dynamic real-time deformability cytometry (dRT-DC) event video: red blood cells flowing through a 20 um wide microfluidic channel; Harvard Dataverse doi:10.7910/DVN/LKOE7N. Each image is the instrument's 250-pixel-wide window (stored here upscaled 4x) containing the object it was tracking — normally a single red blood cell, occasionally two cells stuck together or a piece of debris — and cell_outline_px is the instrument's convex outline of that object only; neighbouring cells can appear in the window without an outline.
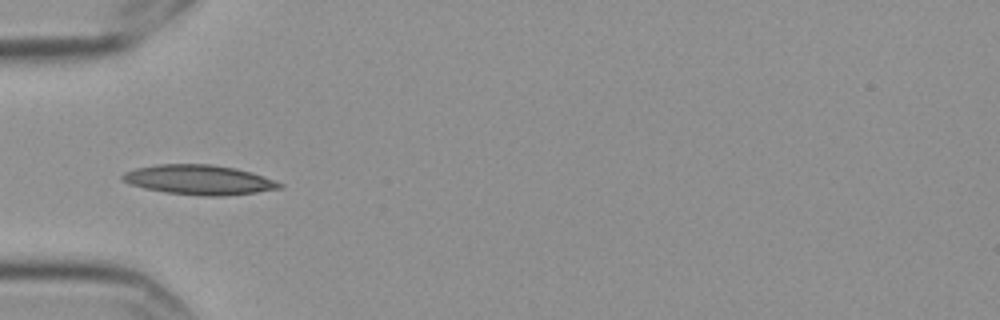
{"species": "Egyptian fruit bat (a non-hibernating species)", "species_latin": "Rousettus aegyptiacus", "temperature_condition": "cold", "stored_images_in_passage": 15, "camera_frame_rate_fps": 3000, "um_per_image_px": 0.085, "frame": {"image": 1, "passage_image": 5, "time_ms": 1.333, "image_size_px": [1000, 320], "cell_outline_px": [[284, 184], [280, 188], [256, 192], [224, 196], [204, 196], [164, 192], [144, 188], [120, 180], [120, 176], [124, 172], [136, 168], [156, 164], [212, 164], [236, 168], [252, 172], [264, 176]], "centroid_in_image_um": [16.9, 15.28], "position_along_channel_um": 68.1, "area_um2": 27.28}}
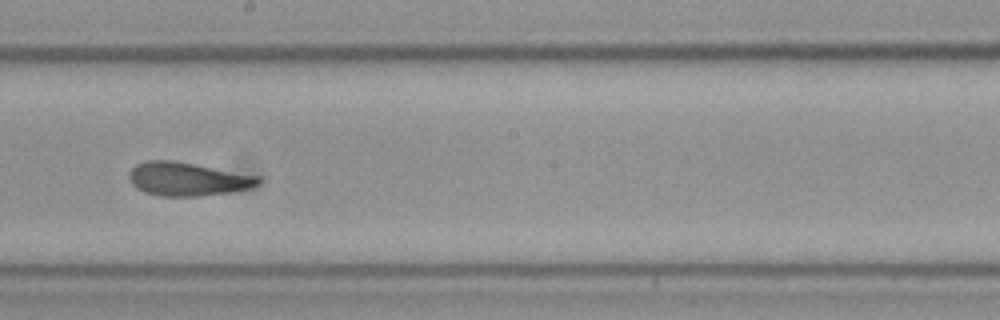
{"frame": {"image": 2, "passage_image": 9, "time_ms": 2.667, "image_size_px": [1000, 320], "cell_outline_px": [[260, 180], [256, 184], [248, 188], [228, 192], [196, 196], [160, 196], [144, 192], [136, 188], [132, 184], [128, 176], [128, 172], [136, 164], [148, 160], [172, 160], [260, 176]], "centroid_in_image_um": [15.87, 15.21], "position_along_channel_um": 232.3, "area_um2": 24.97}}
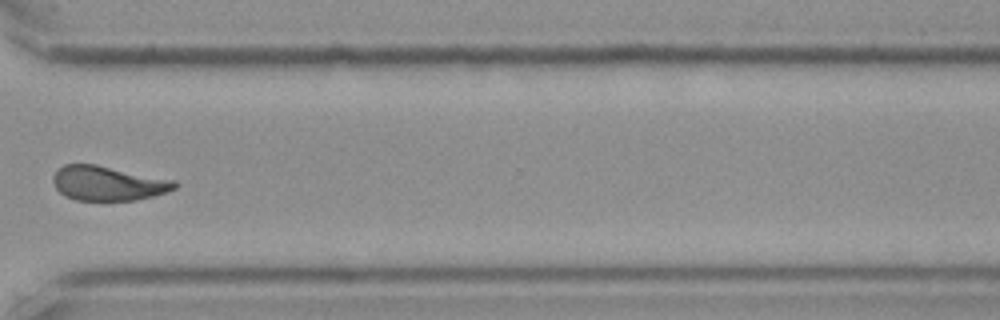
{"frame": {"image": 3, "passage_image": 12, "time_ms": 3.667, "image_size_px": [1000, 320], "cell_outline_px": [[180, 184], [176, 188], [168, 192], [136, 200], [76, 200], [64, 196], [56, 188], [52, 180], [52, 176], [64, 164], [96, 164], [176, 180]], "centroid_in_image_um": [9.21, 15.58], "position_along_channel_um": 361.4, "area_um2": 24.62}}